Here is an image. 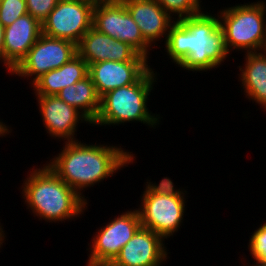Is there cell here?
I'll list each match as a JSON object with an SVG mask.
<instances>
[{
    "label": "cell",
    "instance_id": "6da1fadb",
    "mask_svg": "<svg viewBox=\"0 0 266 266\" xmlns=\"http://www.w3.org/2000/svg\"><path fill=\"white\" fill-rule=\"evenodd\" d=\"M78 141L63 142L60 152L45 163L88 204L85 189L112 178L123 168L136 163L133 151L121 145ZM135 161V162H134Z\"/></svg>",
    "mask_w": 266,
    "mask_h": 266
},
{
    "label": "cell",
    "instance_id": "2e32d148",
    "mask_svg": "<svg viewBox=\"0 0 266 266\" xmlns=\"http://www.w3.org/2000/svg\"><path fill=\"white\" fill-rule=\"evenodd\" d=\"M42 34V24L29 13L4 27V68L9 75Z\"/></svg>",
    "mask_w": 266,
    "mask_h": 266
},
{
    "label": "cell",
    "instance_id": "ac0fdd59",
    "mask_svg": "<svg viewBox=\"0 0 266 266\" xmlns=\"http://www.w3.org/2000/svg\"><path fill=\"white\" fill-rule=\"evenodd\" d=\"M88 76V64L78 54L60 68L42 74L30 86L34 95H56Z\"/></svg>",
    "mask_w": 266,
    "mask_h": 266
},
{
    "label": "cell",
    "instance_id": "f1b7e54d",
    "mask_svg": "<svg viewBox=\"0 0 266 266\" xmlns=\"http://www.w3.org/2000/svg\"><path fill=\"white\" fill-rule=\"evenodd\" d=\"M85 266H110V263L105 262H91L87 260V263Z\"/></svg>",
    "mask_w": 266,
    "mask_h": 266
},
{
    "label": "cell",
    "instance_id": "52a82bcc",
    "mask_svg": "<svg viewBox=\"0 0 266 266\" xmlns=\"http://www.w3.org/2000/svg\"><path fill=\"white\" fill-rule=\"evenodd\" d=\"M93 27L99 32L129 44L148 60L152 47L144 40L139 26L121 0H107L95 4Z\"/></svg>",
    "mask_w": 266,
    "mask_h": 266
},
{
    "label": "cell",
    "instance_id": "7a4b0ae2",
    "mask_svg": "<svg viewBox=\"0 0 266 266\" xmlns=\"http://www.w3.org/2000/svg\"><path fill=\"white\" fill-rule=\"evenodd\" d=\"M207 11L175 21L163 43L167 58L188 73L215 70L230 56L218 14Z\"/></svg>",
    "mask_w": 266,
    "mask_h": 266
},
{
    "label": "cell",
    "instance_id": "7c38bea8",
    "mask_svg": "<svg viewBox=\"0 0 266 266\" xmlns=\"http://www.w3.org/2000/svg\"><path fill=\"white\" fill-rule=\"evenodd\" d=\"M165 241L152 230L140 227L111 263L115 266H163L170 258Z\"/></svg>",
    "mask_w": 266,
    "mask_h": 266
},
{
    "label": "cell",
    "instance_id": "9a60e30c",
    "mask_svg": "<svg viewBox=\"0 0 266 266\" xmlns=\"http://www.w3.org/2000/svg\"><path fill=\"white\" fill-rule=\"evenodd\" d=\"M148 60L103 61L88 66L98 95L135 83L151 66Z\"/></svg>",
    "mask_w": 266,
    "mask_h": 266
},
{
    "label": "cell",
    "instance_id": "484cf974",
    "mask_svg": "<svg viewBox=\"0 0 266 266\" xmlns=\"http://www.w3.org/2000/svg\"><path fill=\"white\" fill-rule=\"evenodd\" d=\"M3 42H4V27L0 23V65L3 64L4 68V50H3Z\"/></svg>",
    "mask_w": 266,
    "mask_h": 266
},
{
    "label": "cell",
    "instance_id": "9c48e42d",
    "mask_svg": "<svg viewBox=\"0 0 266 266\" xmlns=\"http://www.w3.org/2000/svg\"><path fill=\"white\" fill-rule=\"evenodd\" d=\"M129 210L114 215L112 219L110 217V221L96 229L86 249L89 252L88 261L111 263L133 237L141 222L137 209Z\"/></svg>",
    "mask_w": 266,
    "mask_h": 266
},
{
    "label": "cell",
    "instance_id": "4fadbf2b",
    "mask_svg": "<svg viewBox=\"0 0 266 266\" xmlns=\"http://www.w3.org/2000/svg\"><path fill=\"white\" fill-rule=\"evenodd\" d=\"M121 1L125 4L127 11L139 26L144 40L153 48V51L163 48L158 44L163 41L165 43L169 29L175 20L158 4L157 0Z\"/></svg>",
    "mask_w": 266,
    "mask_h": 266
},
{
    "label": "cell",
    "instance_id": "ba28073f",
    "mask_svg": "<svg viewBox=\"0 0 266 266\" xmlns=\"http://www.w3.org/2000/svg\"><path fill=\"white\" fill-rule=\"evenodd\" d=\"M76 55L77 45L74 42L41 34L9 76L31 80L29 83L31 86L42 74L60 68Z\"/></svg>",
    "mask_w": 266,
    "mask_h": 266
},
{
    "label": "cell",
    "instance_id": "83f0119b",
    "mask_svg": "<svg viewBox=\"0 0 266 266\" xmlns=\"http://www.w3.org/2000/svg\"><path fill=\"white\" fill-rule=\"evenodd\" d=\"M0 221H1V219H0ZM5 232L6 231L4 230V227H3L2 223L0 222V249L1 250H2L3 244H6V243H4L6 238H7Z\"/></svg>",
    "mask_w": 266,
    "mask_h": 266
},
{
    "label": "cell",
    "instance_id": "277c9868",
    "mask_svg": "<svg viewBox=\"0 0 266 266\" xmlns=\"http://www.w3.org/2000/svg\"><path fill=\"white\" fill-rule=\"evenodd\" d=\"M158 75L160 74L150 67L135 83L113 89L101 96L100 109L92 126L116 127L140 122L149 128L159 127L163 119L161 113H152L148 107Z\"/></svg>",
    "mask_w": 266,
    "mask_h": 266
},
{
    "label": "cell",
    "instance_id": "5bb4252c",
    "mask_svg": "<svg viewBox=\"0 0 266 266\" xmlns=\"http://www.w3.org/2000/svg\"><path fill=\"white\" fill-rule=\"evenodd\" d=\"M77 54L87 62L88 66L103 61L148 60L129 44L112 39L93 26L77 44Z\"/></svg>",
    "mask_w": 266,
    "mask_h": 266
},
{
    "label": "cell",
    "instance_id": "d6986e66",
    "mask_svg": "<svg viewBox=\"0 0 266 266\" xmlns=\"http://www.w3.org/2000/svg\"><path fill=\"white\" fill-rule=\"evenodd\" d=\"M56 95L68 105L79 110L91 123L96 119L101 97L89 75L83 80L65 87Z\"/></svg>",
    "mask_w": 266,
    "mask_h": 266
},
{
    "label": "cell",
    "instance_id": "d4e9b609",
    "mask_svg": "<svg viewBox=\"0 0 266 266\" xmlns=\"http://www.w3.org/2000/svg\"><path fill=\"white\" fill-rule=\"evenodd\" d=\"M7 122H3V120L2 119H0V137L3 139V137L4 138H6V136H10L11 135V132H12V130H13V128L11 129V127L12 126H8L7 124H6Z\"/></svg>",
    "mask_w": 266,
    "mask_h": 266
},
{
    "label": "cell",
    "instance_id": "44dd1931",
    "mask_svg": "<svg viewBox=\"0 0 266 266\" xmlns=\"http://www.w3.org/2000/svg\"><path fill=\"white\" fill-rule=\"evenodd\" d=\"M27 13L26 0H0V23L3 27Z\"/></svg>",
    "mask_w": 266,
    "mask_h": 266
},
{
    "label": "cell",
    "instance_id": "f546056e",
    "mask_svg": "<svg viewBox=\"0 0 266 266\" xmlns=\"http://www.w3.org/2000/svg\"><path fill=\"white\" fill-rule=\"evenodd\" d=\"M86 1H89L93 4H97V3H100V2H103V1H107V0H86Z\"/></svg>",
    "mask_w": 266,
    "mask_h": 266
},
{
    "label": "cell",
    "instance_id": "8fae6325",
    "mask_svg": "<svg viewBox=\"0 0 266 266\" xmlns=\"http://www.w3.org/2000/svg\"><path fill=\"white\" fill-rule=\"evenodd\" d=\"M42 124L50 138L63 142L78 141L76 132L81 123H92L76 108L57 95H35ZM79 125V126H78Z\"/></svg>",
    "mask_w": 266,
    "mask_h": 266
},
{
    "label": "cell",
    "instance_id": "ffe728a7",
    "mask_svg": "<svg viewBox=\"0 0 266 266\" xmlns=\"http://www.w3.org/2000/svg\"><path fill=\"white\" fill-rule=\"evenodd\" d=\"M158 4L175 20L200 14L204 10L202 0H157Z\"/></svg>",
    "mask_w": 266,
    "mask_h": 266
},
{
    "label": "cell",
    "instance_id": "603a6c76",
    "mask_svg": "<svg viewBox=\"0 0 266 266\" xmlns=\"http://www.w3.org/2000/svg\"><path fill=\"white\" fill-rule=\"evenodd\" d=\"M147 180L144 183V187L150 192L154 194H162V195H187L189 194L187 189L185 190L183 187L180 189L178 188L171 177H163L159 182ZM154 182V183H153Z\"/></svg>",
    "mask_w": 266,
    "mask_h": 266
},
{
    "label": "cell",
    "instance_id": "7402d4cb",
    "mask_svg": "<svg viewBox=\"0 0 266 266\" xmlns=\"http://www.w3.org/2000/svg\"><path fill=\"white\" fill-rule=\"evenodd\" d=\"M247 248L253 260L266 262V222L251 232Z\"/></svg>",
    "mask_w": 266,
    "mask_h": 266
},
{
    "label": "cell",
    "instance_id": "3957f363",
    "mask_svg": "<svg viewBox=\"0 0 266 266\" xmlns=\"http://www.w3.org/2000/svg\"><path fill=\"white\" fill-rule=\"evenodd\" d=\"M32 167L19 189L34 220L59 224L84 215L89 204L46 163Z\"/></svg>",
    "mask_w": 266,
    "mask_h": 266
},
{
    "label": "cell",
    "instance_id": "5b68a950",
    "mask_svg": "<svg viewBox=\"0 0 266 266\" xmlns=\"http://www.w3.org/2000/svg\"><path fill=\"white\" fill-rule=\"evenodd\" d=\"M266 0L222 7L217 14L226 48L242 53L266 50ZM235 50V51H234Z\"/></svg>",
    "mask_w": 266,
    "mask_h": 266
},
{
    "label": "cell",
    "instance_id": "cb8c5ba5",
    "mask_svg": "<svg viewBox=\"0 0 266 266\" xmlns=\"http://www.w3.org/2000/svg\"><path fill=\"white\" fill-rule=\"evenodd\" d=\"M59 0H26L27 12L41 24L55 8Z\"/></svg>",
    "mask_w": 266,
    "mask_h": 266
},
{
    "label": "cell",
    "instance_id": "8992f818",
    "mask_svg": "<svg viewBox=\"0 0 266 266\" xmlns=\"http://www.w3.org/2000/svg\"><path fill=\"white\" fill-rule=\"evenodd\" d=\"M188 195H162L150 193L145 187L136 208L141 227L152 230L164 240L173 238L184 221ZM169 238V239H168Z\"/></svg>",
    "mask_w": 266,
    "mask_h": 266
},
{
    "label": "cell",
    "instance_id": "4316f807",
    "mask_svg": "<svg viewBox=\"0 0 266 266\" xmlns=\"http://www.w3.org/2000/svg\"><path fill=\"white\" fill-rule=\"evenodd\" d=\"M243 256H245V257H242L240 260H241V263L243 264V265H241V266H266V262H262V261H258V260H254L252 263H254V264H250V263H246L249 259H246V254L245 255H243ZM244 259V260H243ZM246 259V260H245ZM243 260V261H242ZM246 261V262H245ZM256 261V262H255ZM246 263V264H244V263ZM250 264V265H249Z\"/></svg>",
    "mask_w": 266,
    "mask_h": 266
},
{
    "label": "cell",
    "instance_id": "e0dca14e",
    "mask_svg": "<svg viewBox=\"0 0 266 266\" xmlns=\"http://www.w3.org/2000/svg\"><path fill=\"white\" fill-rule=\"evenodd\" d=\"M243 66H237L240 72L238 82L241 92L250 102L256 103L266 111V50L243 54Z\"/></svg>",
    "mask_w": 266,
    "mask_h": 266
},
{
    "label": "cell",
    "instance_id": "30bf717a",
    "mask_svg": "<svg viewBox=\"0 0 266 266\" xmlns=\"http://www.w3.org/2000/svg\"><path fill=\"white\" fill-rule=\"evenodd\" d=\"M94 6L86 0H59L42 23V34L66 39L77 45L93 26Z\"/></svg>",
    "mask_w": 266,
    "mask_h": 266
}]
</instances>
